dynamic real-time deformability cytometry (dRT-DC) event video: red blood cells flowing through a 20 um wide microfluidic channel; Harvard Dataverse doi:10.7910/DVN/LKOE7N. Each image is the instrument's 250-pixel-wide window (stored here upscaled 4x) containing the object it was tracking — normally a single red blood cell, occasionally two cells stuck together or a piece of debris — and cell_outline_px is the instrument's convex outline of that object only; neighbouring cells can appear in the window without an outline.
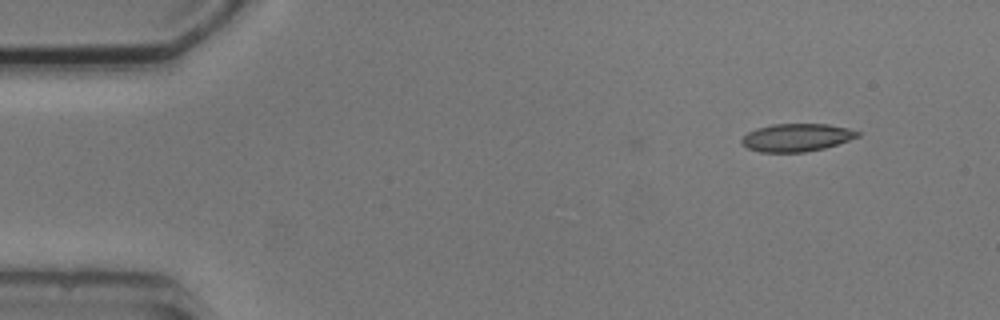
{"species": "common noctule bat (a hibernating species)", "species_latin": "Nyctalus noctula", "temperature_condition": "cold", "stored_images_in_passage": 9, "camera_frame_rate_fps": 3000, "um_per_image_px": 0.085, "animal": {"sex": "male", "body_mass_g": 20.5, "forearm_length_mm": 52.5}, "frame": {"image": 1, "passage_image": 1, "time_ms": 0.0, "image_size_px": [1000, 320], "cell_outline_px": [[860, 136], [824, 148], [804, 152], [760, 152], [748, 148], [740, 140], [748, 132], [756, 128], [772, 124], [828, 124], [848, 128], [860, 132]], "centroid_in_image_um": [67.71, 11.68], "position_along_channel_um": 17.3, "area_um2": 18.67}}
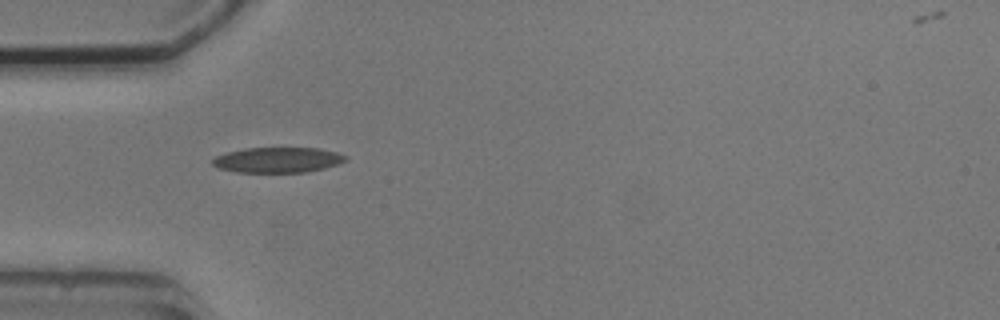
{"frame": {"image": 2, "passage_image": 4, "time_ms": 3.667, "image_size_px": [1000, 320], "cell_outline_px": [[348, 160], [340, 164], [308, 172], [236, 172], [220, 168], [212, 164], [212, 160], [216, 156], [228, 152], [244, 148], [320, 148], [336, 152], [348, 156]], "centroid_in_image_um": [23.66, 13.59], "position_along_channel_um": 61.3, "area_um2": 19.71}}
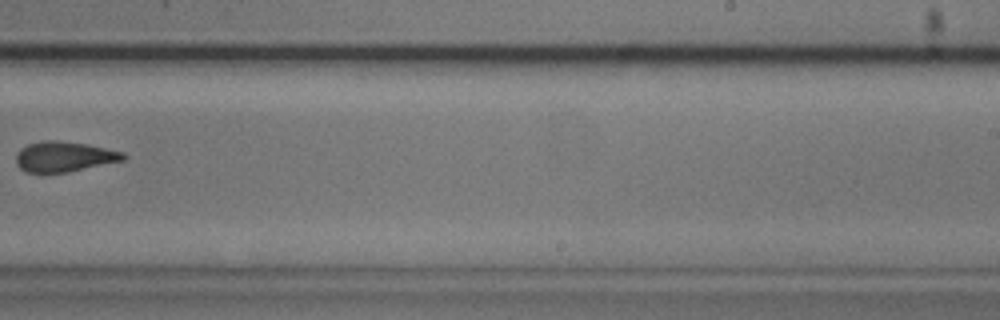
{"frame": {"image": 3, "passage_image": 9, "time_ms": 9.667, "image_size_px": [1000, 320], "cell_outline_px": [[128, 156], [124, 160], [68, 172], [24, 172], [16, 164], [16, 152], [20, 148], [28, 144], [44, 140], [56, 140], [84, 144], [124, 152]], "centroid_in_image_um": [5.43, 13.31], "position_along_channel_um": 283.6, "area_um2": 18.84}}